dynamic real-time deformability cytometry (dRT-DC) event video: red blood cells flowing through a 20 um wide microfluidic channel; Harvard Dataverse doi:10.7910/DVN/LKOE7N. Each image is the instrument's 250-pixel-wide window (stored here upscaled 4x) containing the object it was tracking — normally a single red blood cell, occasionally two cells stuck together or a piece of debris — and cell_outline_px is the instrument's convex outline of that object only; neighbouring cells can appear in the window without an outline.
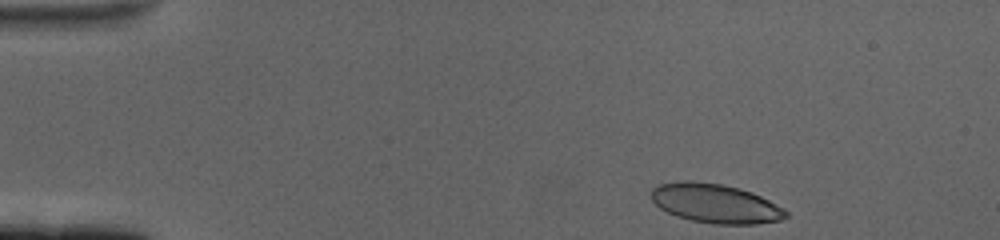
{"species": "human", "species_latin": "Homo sapiens", "temperature_condition": "cold", "stored_images_in_passage": 53, "camera_frame_rate_fps": 3000, "um_per_image_px": 0.085, "donor": {"sex": "female"}, "frame": {"image": 1, "passage_image": 1, "time_ms": 0.0, "image_size_px": [1000, 240], "cell_outline_px": [[788, 216], [784, 220], [756, 224], [716, 224], [692, 220], [676, 216], [660, 208], [652, 200], [652, 188], [660, 184], [684, 180], [692, 180], [720, 184], [740, 188], [752, 192], [784, 208], [788, 212]], "centroid_in_image_um": [60.84, 17.29], "position_along_channel_um": 24.2, "area_um2": 30.75}}
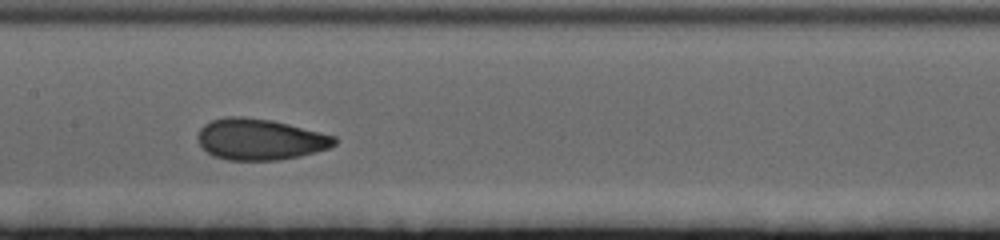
{"frame": {"image": 2, "passage_image": 23, "time_ms": 7.333, "image_size_px": [1000, 240], "cell_outline_px": [[336, 144], [328, 148], [316, 152], [300, 156], [280, 160], [228, 160], [212, 156], [200, 144], [196, 136], [200, 128], [204, 124], [212, 120], [228, 116], [244, 116], [272, 120], [336, 136]], "centroid_in_image_um": [22.08, 11.84], "position_along_channel_um": 185.3, "area_um2": 32.89}}
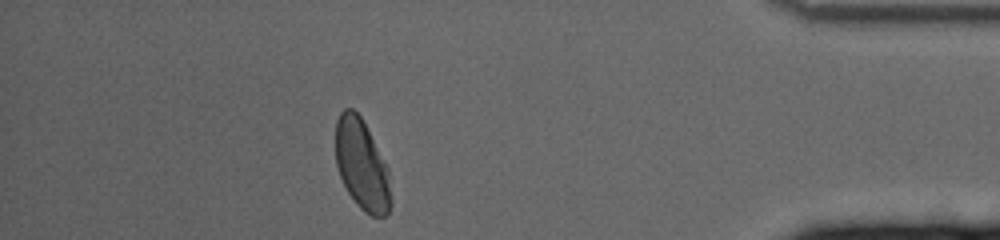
{"frame": {"image": 3, "passage_image": 46, "time_ms": 15.0, "image_size_px": [1000, 240], "cell_outline_px": [[392, 204], [388, 212], [384, 216], [372, 216], [364, 212], [356, 204], [348, 192], [340, 176], [336, 164], [336, 120], [340, 112], [344, 108], [352, 108], [360, 116], [388, 168], [392, 200]], "centroid_in_image_um": [30.76, 14.04], "position_along_channel_um": 404.4, "area_um2": 29.02}, "authors_computed_cell_mechanics": {"area_um2": 31.79, "velocity_mm_per_s": 3.3759, "shape_relaxation_time_tau1_ms": 5.2773, "shape_relaxation_time_tau2_ms": 0.9051, "deformation_change_tau1": 0.1672, "deformation_change_tau2": 0.054}}